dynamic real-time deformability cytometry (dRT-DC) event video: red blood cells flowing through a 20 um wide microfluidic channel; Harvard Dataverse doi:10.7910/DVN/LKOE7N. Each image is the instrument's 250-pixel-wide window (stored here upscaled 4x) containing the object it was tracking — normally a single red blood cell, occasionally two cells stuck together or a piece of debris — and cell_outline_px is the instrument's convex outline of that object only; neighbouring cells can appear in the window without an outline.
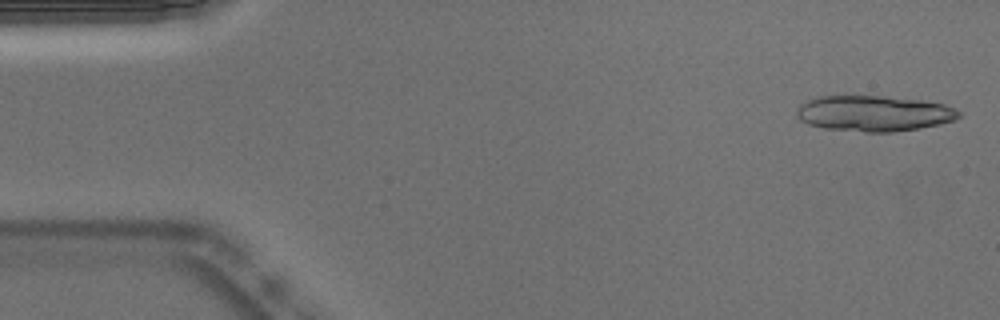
{"species": "Egyptian fruit bat (a non-hibernating species)", "species_latin": "Rousettus aegyptiacus", "temperature_condition": "warm", "stored_images_in_passage": 51, "segment_of_instrument_passage": [1, 2], "camera_frame_rate_fps": 3000, "um_per_image_px": 0.085, "animal": {"sex": "male"}, "frame": {"image": 1, "passage_image": 1, "time_ms": 0.0, "image_size_px": [1000, 320], "cell_outline_px": [[960, 116], [956, 120], [940, 124], [920, 128], [892, 132], [864, 132], [824, 128], [808, 124], [800, 120], [796, 116], [796, 112], [800, 104], [808, 100], [820, 96], [852, 92], [888, 96], [920, 100], [944, 104], [960, 112]], "centroid_in_image_um": [74.22, 9.6], "position_along_channel_um": 10.8, "area_um2": 34.8}}